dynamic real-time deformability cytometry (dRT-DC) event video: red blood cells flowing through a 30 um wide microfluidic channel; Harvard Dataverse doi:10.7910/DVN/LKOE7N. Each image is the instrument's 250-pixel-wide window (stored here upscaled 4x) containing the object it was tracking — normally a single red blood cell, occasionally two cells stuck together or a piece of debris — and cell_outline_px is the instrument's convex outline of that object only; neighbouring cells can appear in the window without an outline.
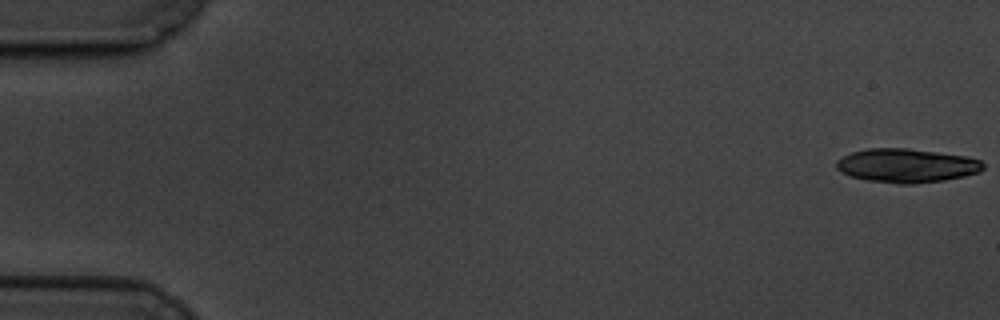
{"species": "common noctule bat (a hibernating species)", "species_latin": "Nyctalus noctula", "temperature_condition": "cold", "stored_images_in_passage": 61, "camera_frame_rate_fps": 3000, "um_per_image_px": 0.085, "animal": {"sex": "male", "body_mass_g": 19.5, "forearm_length_mm": 54.6}, "frame": {"image": 1, "passage_image": 1, "time_ms": 0.0, "image_size_px": [1000, 320], "cell_outline_px": [[984, 168], [980, 172], [964, 176], [944, 180], [912, 184], [896, 184], [868, 180], [848, 176], [840, 172], [836, 168], [836, 160], [852, 152], [868, 148], [908, 148], [964, 156], [980, 160], [984, 164]], "centroid_in_image_um": [77.03, 14.08], "position_along_channel_um": 8.0, "area_um2": 29.02}}
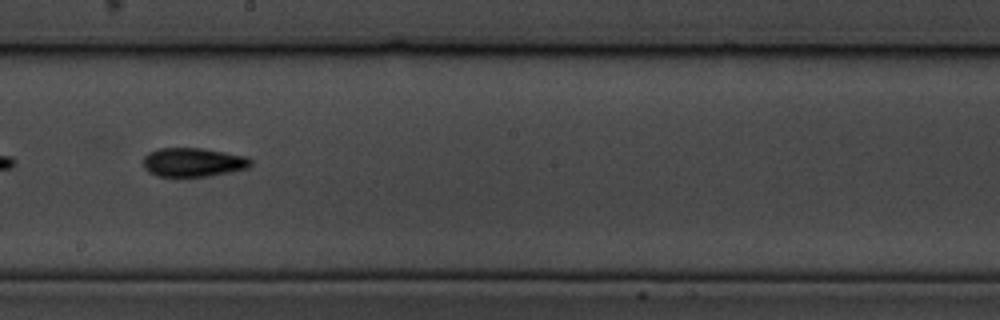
{"frame": {"image": 2, "passage_image": 35, "time_ms": 11.333, "image_size_px": [1000, 320], "cell_outline_px": [[252, 164], [248, 168], [208, 176], [176, 180], [156, 176], [148, 172], [144, 168], [144, 156], [148, 152], [160, 148], [204, 148], [248, 156], [252, 160]], "centroid_in_image_um": [16.38, 13.83], "position_along_channel_um": 231.8, "area_um2": 18.96}}
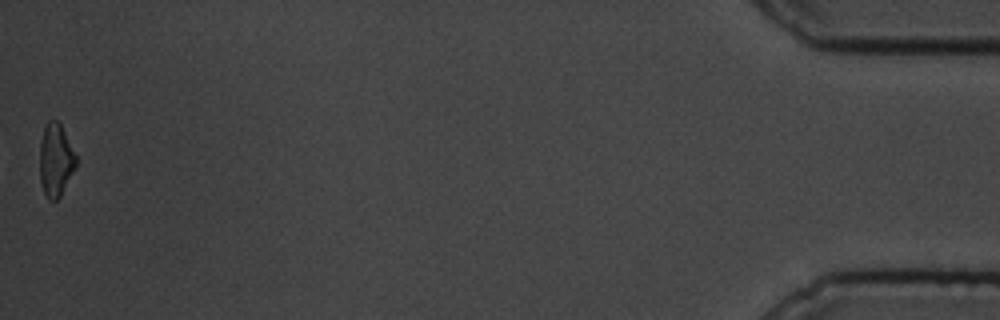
{"frame": {"image": 3, "passage_image": 61, "time_ms": 20.0, "image_size_px": [1000, 320], "cell_outline_px": [[76, 168], [60, 196], [56, 200], [48, 200], [44, 192], [40, 180], [40, 140], [44, 128], [48, 120], [56, 120], [60, 124], [76, 156]], "centroid_in_image_um": [4.72, 13.62], "position_along_channel_um": 430.5, "area_um2": 15.26}, "authors_computed_cell_mechanics": {"area_um2": 17.6868, "velocity_mm_per_s": 3.3513, "shape_relaxation_time_tau1_ms": 3.5808, "shape_relaxation_time_tau2_ms": 3.2742, "deformation_change_tau1": 0.128, "deformation_change_tau2": 0.0941}}